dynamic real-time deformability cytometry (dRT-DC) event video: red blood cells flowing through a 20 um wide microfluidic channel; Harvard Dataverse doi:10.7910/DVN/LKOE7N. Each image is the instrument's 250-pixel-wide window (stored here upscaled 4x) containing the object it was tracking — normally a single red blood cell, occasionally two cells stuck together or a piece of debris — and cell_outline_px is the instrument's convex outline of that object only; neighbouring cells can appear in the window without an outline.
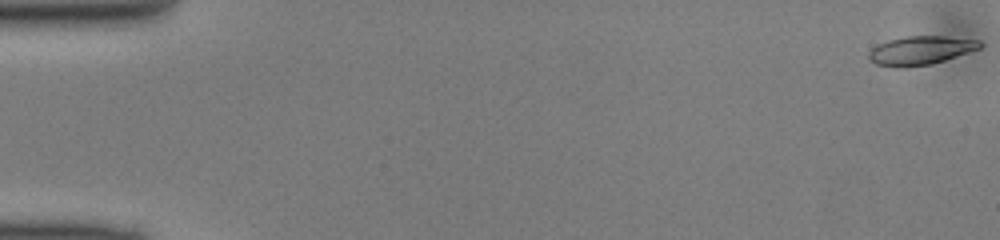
{"species": "common noctule bat (a hibernating species)", "species_latin": "Nyctalus noctula", "temperature_condition": "cold", "stored_images_in_passage": 49, "camera_frame_rate_fps": 3000, "um_per_image_px": 0.085, "animal": {"sex": "male", "body_mass_g": 13.0, "forearm_length_mm": 53.1}, "frame": {"image": 1, "passage_image": 1, "time_ms": 0.0, "image_size_px": [1000, 240], "cell_outline_px": [[984, 44], [980, 48], [932, 64], [904, 68], [896, 68], [876, 64], [868, 60], [868, 52], [872, 48], [888, 40], [908, 36], [944, 36], [980, 40]], "centroid_in_image_um": [78.23, 4.3], "position_along_channel_um": 6.8, "area_um2": 18.67}}
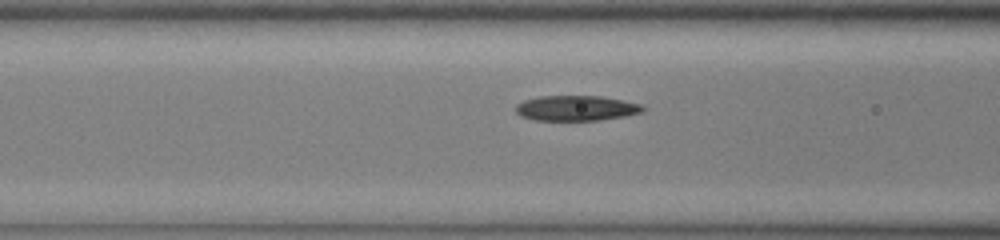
{"frame": {"image": 2, "passage_image": 20, "time_ms": 6.333, "image_size_px": [1000, 240], "cell_outline_px": [[648, 108], [644, 112], [624, 116], [600, 120], [532, 120], [520, 116], [516, 112], [516, 104], [524, 100], [540, 96], [600, 96], [624, 100], [644, 104]], "centroid_in_image_um": [49.03, 9.19], "position_along_channel_um": 117.6, "area_um2": 18.96}}
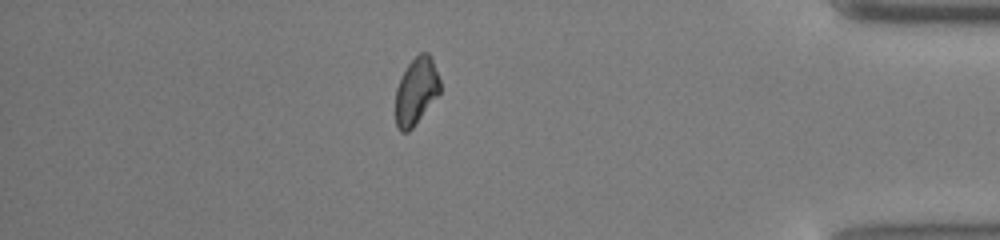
{"frame": {"image": 3, "passage_image": 43, "time_ms": 14.0, "image_size_px": [1000, 240], "cell_outline_px": [[440, 92], [412, 128], [408, 132], [400, 132], [396, 128], [396, 88], [408, 64], [420, 52], [428, 52], [432, 60], [440, 80]], "centroid_in_image_um": [35.36, 7.76], "position_along_channel_um": 399.8, "area_um2": 17.11}}